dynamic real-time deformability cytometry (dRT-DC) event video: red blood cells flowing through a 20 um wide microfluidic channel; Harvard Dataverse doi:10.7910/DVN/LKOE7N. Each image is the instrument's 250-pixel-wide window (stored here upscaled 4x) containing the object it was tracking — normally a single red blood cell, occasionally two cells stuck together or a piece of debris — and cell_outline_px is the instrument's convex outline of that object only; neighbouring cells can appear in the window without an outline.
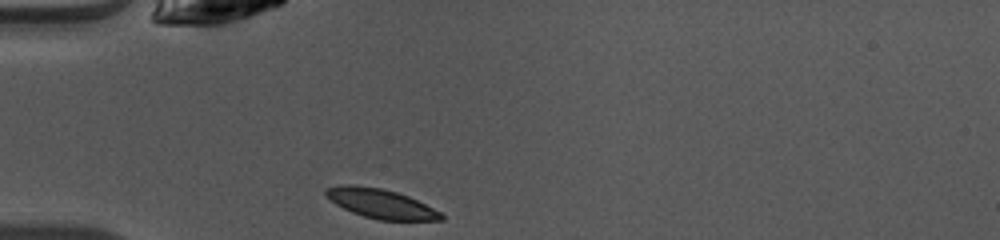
{"species": "common noctule bat (a hibernating species)", "species_latin": "Nyctalus noctula", "temperature_condition": "warm", "stored_images_in_passage": 36, "camera_frame_rate_fps": 3000, "um_per_image_px": 0.085, "animal": {"sex": "female", "body_mass_g": 10.0, "forearm_length_mm": 53.1}, "frame": {"image": 1, "passage_image": 1, "time_ms": 0.0, "image_size_px": [1000, 240], "cell_outline_px": [[444, 220], [380, 220], [364, 216], [352, 212], [336, 204], [324, 196], [324, 188], [340, 184], [352, 184], [380, 188], [396, 192], [408, 196], [440, 212], [444, 216]], "centroid_in_image_um": [32.3, 17.29], "position_along_channel_um": 52.7, "area_um2": 19.65}}
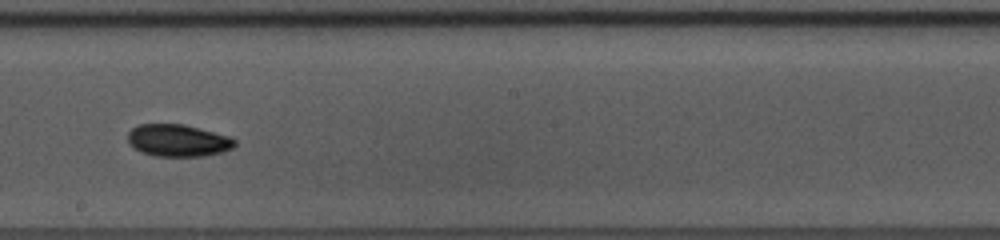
{"frame": {"image": 2, "passage_image": 15, "time_ms": 4.667, "image_size_px": [1000, 240], "cell_outline_px": [[236, 144], [232, 148], [220, 152], [204, 156], [156, 156], [140, 152], [132, 148], [128, 144], [128, 132], [132, 128], [140, 124], [184, 124], [228, 136], [236, 140]], "centroid_in_image_um": [15.08, 11.94], "position_along_channel_um": 233.1, "area_um2": 20.06}}
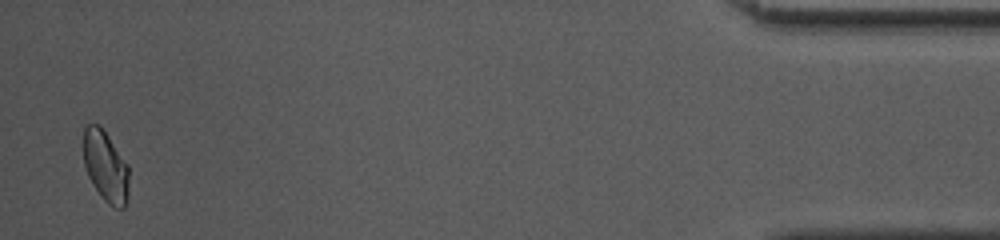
{"frame": {"image": 3, "passage_image": 35, "time_ms": 11.333, "image_size_px": [1000, 240], "cell_outline_px": [[128, 196], [124, 208], [116, 208], [108, 204], [104, 200], [92, 184], [88, 176], [84, 164], [84, 128], [88, 124], [96, 124], [108, 136], [128, 164]], "centroid_in_image_um": [8.98, 14.18], "position_along_channel_um": 426.2, "area_um2": 18.61}, "authors_computed_cell_mechanics": {"area_um2": 19.3052, "velocity_mm_per_s": 4.0847, "shape_relaxation_time_tau1_ms": 2.4351, "shape_relaxation_time_tau2_ms": null, "deformation_change_tau1": 0.101, "deformation_change_tau2": null}}